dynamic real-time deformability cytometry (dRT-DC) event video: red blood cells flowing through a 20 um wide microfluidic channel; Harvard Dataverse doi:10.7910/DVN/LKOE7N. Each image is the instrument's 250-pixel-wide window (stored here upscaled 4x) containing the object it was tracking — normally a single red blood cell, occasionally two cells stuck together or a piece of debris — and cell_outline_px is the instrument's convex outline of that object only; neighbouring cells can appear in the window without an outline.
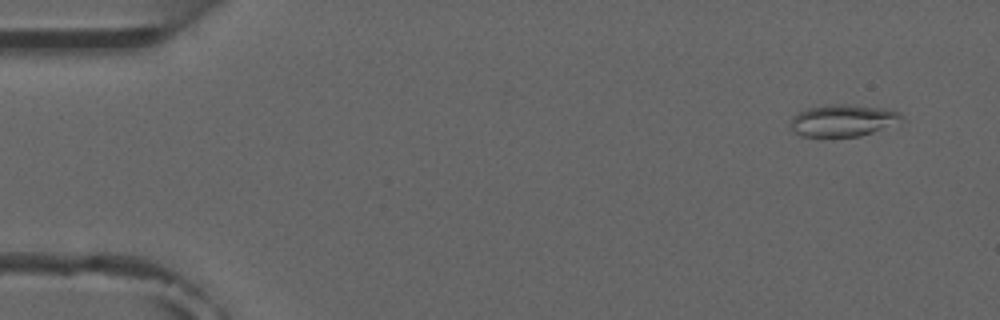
{"species": "common noctule bat (a hibernating species)", "species_latin": "Nyctalus noctula", "temperature_condition": "room temperature", "stored_images_in_passage": 5, "camera_frame_rate_fps": 3000, "um_per_image_px": 0.085, "animal": {"sex": "male", "forearm_length_mm": 52.5}, "frame": {"image": 1, "passage_image": 2, "time_ms": 1.0, "image_size_px": [1000, 320], "cell_outline_px": [[904, 120], [872, 132], [860, 136], [800, 136], [792, 132], [788, 124], [792, 116], [808, 108], [832, 104], [848, 104], [884, 108], [900, 112]], "centroid_in_image_um": [71.6, 10.23], "position_along_channel_um": 13.4, "area_um2": 20.69}}